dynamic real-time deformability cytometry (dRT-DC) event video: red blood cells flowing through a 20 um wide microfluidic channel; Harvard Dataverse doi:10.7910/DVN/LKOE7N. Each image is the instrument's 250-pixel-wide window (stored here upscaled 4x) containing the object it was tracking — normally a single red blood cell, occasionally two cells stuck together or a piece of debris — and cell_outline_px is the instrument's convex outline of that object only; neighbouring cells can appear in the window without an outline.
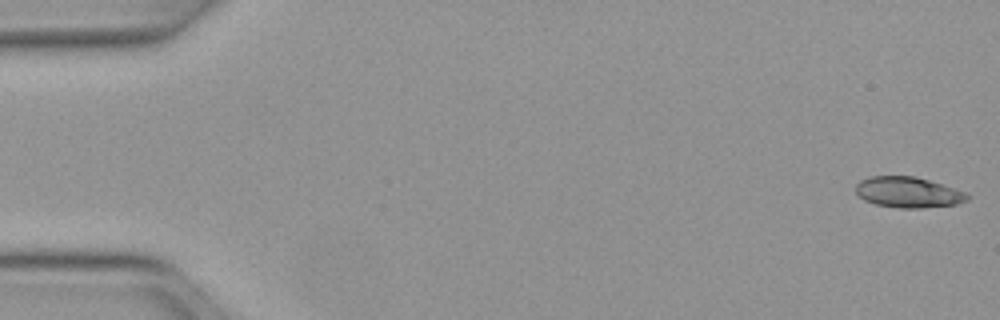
{"species": "Egyptian fruit bat (a non-hibernating species)", "species_latin": "Rousettus aegyptiacus", "temperature_condition": "warm", "stored_images_in_passage": 20, "camera_frame_rate_fps": 3000, "um_per_image_px": 0.085, "animal": {"sex": "female"}, "frame": {"image": 1, "passage_image": 1, "time_ms": 0.0, "image_size_px": [1000, 320], "cell_outline_px": [[968, 200], [956, 204], [924, 208], [900, 208], [876, 204], [864, 200], [856, 192], [856, 184], [860, 180], [868, 176], [916, 176], [968, 192]], "centroid_in_image_um": [77.2, 16.34], "position_along_channel_um": 7.8, "area_um2": 20.06}}
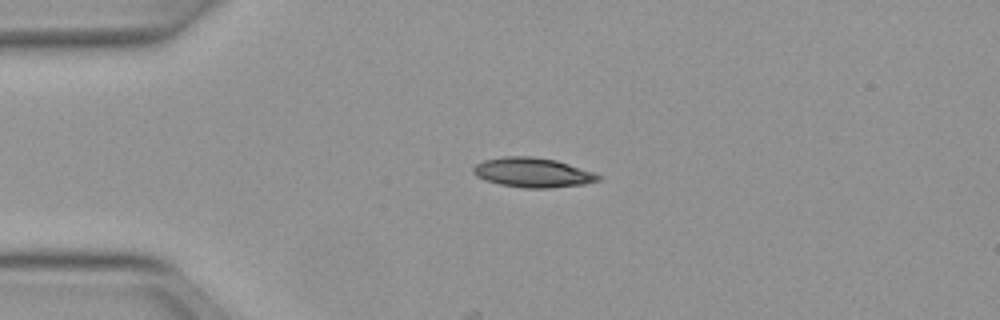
{"frame": {"image": 2, "passage_image": 12, "time_ms": 3.667, "image_size_px": [1000, 320], "cell_outline_px": [[600, 180], [584, 184], [552, 188], [524, 188], [500, 184], [484, 180], [476, 176], [472, 172], [472, 168], [476, 164], [484, 160], [504, 156], [532, 156], [556, 160], [592, 172], [600, 176]], "centroid_in_image_um": [45.23, 14.67], "position_along_channel_um": 39.8, "area_um2": 21.5}}